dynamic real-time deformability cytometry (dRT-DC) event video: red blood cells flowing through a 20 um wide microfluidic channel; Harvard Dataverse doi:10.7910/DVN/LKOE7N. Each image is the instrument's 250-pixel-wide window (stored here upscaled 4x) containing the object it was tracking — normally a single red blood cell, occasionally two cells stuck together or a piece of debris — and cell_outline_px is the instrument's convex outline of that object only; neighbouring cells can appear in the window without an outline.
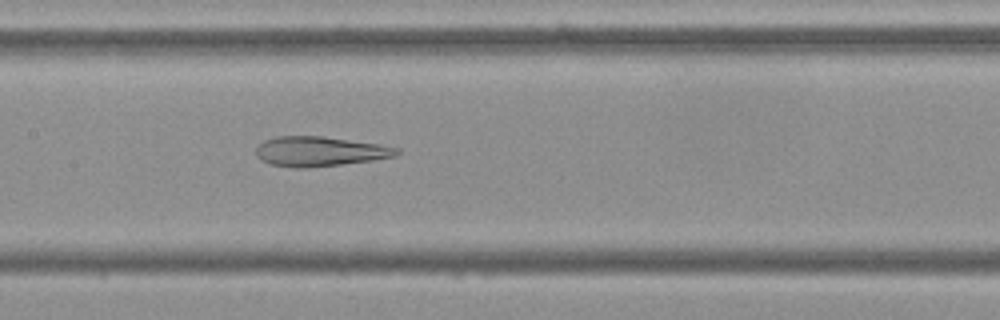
{"species": "Egyptian fruit bat (a non-hibernating species)", "species_latin": "Rousettus aegyptiacus", "temperature_condition": "cold", "stored_images_in_passage": 54, "camera_frame_rate_fps": 3000, "um_per_image_px": 0.085, "frame": {"image": 1, "passage_image": 26, "time_ms": 8.333, "image_size_px": [1000, 320], "cell_outline_px": [[400, 152], [396, 156], [372, 160], [308, 168], [292, 168], [272, 164], [260, 160], [256, 156], [256, 148], [264, 140], [276, 136], [324, 136], [380, 144], [400, 148]], "centroid_in_image_um": [27.17, 12.86], "position_along_channel_um": 180.2, "area_um2": 24.51}}
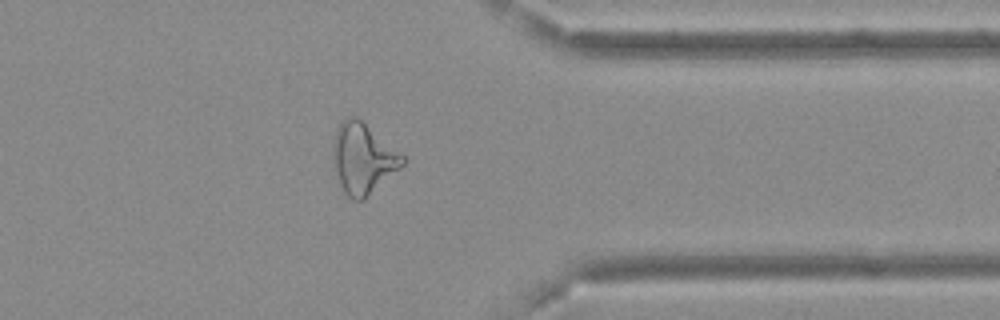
{"frame": {"image": 2, "passage_image": 43, "time_ms": 14.0, "image_size_px": [1000, 320], "cell_outline_px": [[408, 160], [400, 168], [364, 200], [352, 200], [344, 192], [340, 184], [332, 164], [332, 148], [336, 132], [340, 124], [344, 120], [352, 116], [356, 116], [404, 156]], "centroid_in_image_um": [30.84, 13.5], "position_along_channel_um": 380.6, "area_um2": 28.32}}
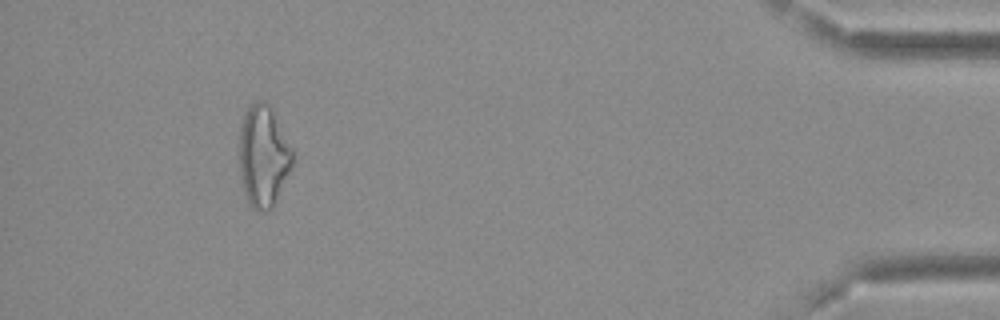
{"frame": {"image": 3, "passage_image": 50, "time_ms": 16.333, "image_size_px": [1000, 320], "cell_outline_px": [[292, 168], [272, 208], [264, 212], [260, 212], [252, 208], [248, 204], [244, 192], [240, 172], [240, 124], [248, 108], [256, 100], [264, 100], [268, 104], [292, 148]], "centroid_in_image_um": [22.38, 13.31], "position_along_channel_um": 412.8, "area_um2": 31.21}, "authors_computed_cell_mechanics": {"area_um2": 29.4491, "velocity_mm_per_s": 3.7028, "shape_relaxation_time_tau1_ms": null, "shape_relaxation_time_tau2_ms": 5.6426, "deformation_change_tau1": null, "deformation_change_tau2": 0.1734}}